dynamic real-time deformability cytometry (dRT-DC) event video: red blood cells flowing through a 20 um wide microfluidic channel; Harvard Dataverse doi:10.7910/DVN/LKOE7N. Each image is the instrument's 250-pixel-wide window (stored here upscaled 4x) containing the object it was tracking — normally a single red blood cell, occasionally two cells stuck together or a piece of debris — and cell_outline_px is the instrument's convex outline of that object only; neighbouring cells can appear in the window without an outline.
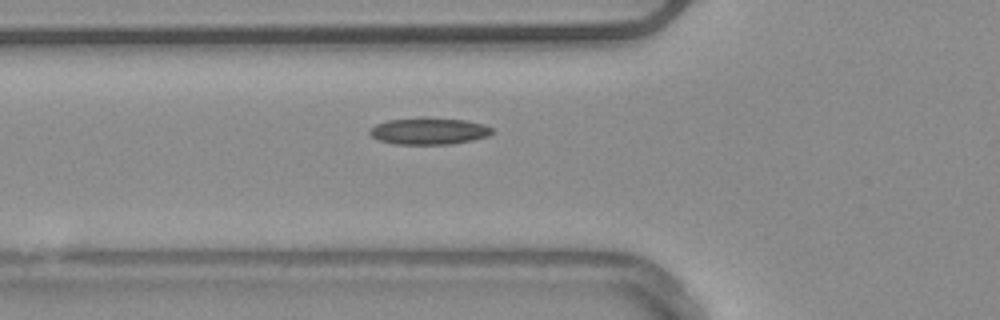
{"species": "common noctule bat (a hibernating species)", "species_latin": "Nyctalus noctula", "temperature_condition": "warm", "stored_images_in_passage": 37, "camera_frame_rate_fps": 3000, "um_per_image_px": 0.085, "animal": {"sex": "male", "body_mass_g": 20.4}, "frame": {"image": 1, "passage_image": 6, "time_ms": 1.667, "image_size_px": [1000, 320], "cell_outline_px": [[492, 132], [488, 136], [472, 140], [448, 144], [396, 144], [380, 140], [372, 136], [368, 132], [368, 128], [376, 124], [388, 120], [420, 116], [428, 116], [464, 120], [484, 124], [492, 128]], "centroid_in_image_um": [36.42, 11.11], "position_along_channel_um": 89.4, "area_um2": 19.36}, "authors_computed_cell_mechanics": {"area_um2": 17.9758, "velocity_mm_per_s": 3.8867, "shape_relaxation_time_tau1_ms": null, "shape_relaxation_time_tau2_ms": 2.3484, "deformation_change_tau1": null, "deformation_change_tau2": 0.0742}}